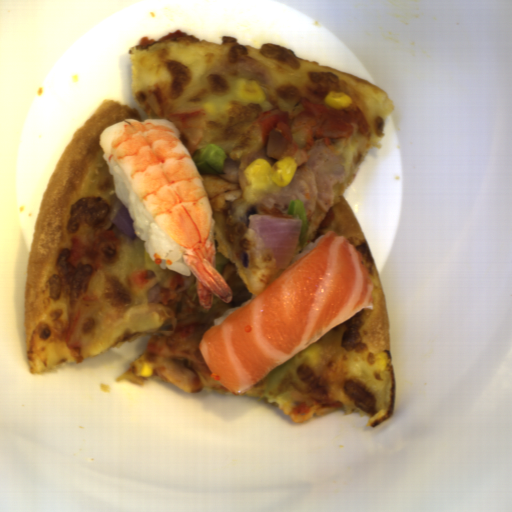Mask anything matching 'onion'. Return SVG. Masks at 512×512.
<instances>
[{"instance_id": "1", "label": "onion", "mask_w": 512, "mask_h": 512, "mask_svg": "<svg viewBox=\"0 0 512 512\" xmlns=\"http://www.w3.org/2000/svg\"><path fill=\"white\" fill-rule=\"evenodd\" d=\"M302 227L301 219L258 214L255 204L246 209V230L257 248L271 253L280 274L295 257Z\"/></svg>"}, {"instance_id": "2", "label": "onion", "mask_w": 512, "mask_h": 512, "mask_svg": "<svg viewBox=\"0 0 512 512\" xmlns=\"http://www.w3.org/2000/svg\"><path fill=\"white\" fill-rule=\"evenodd\" d=\"M133 222L134 220L124 204L112 219V225L129 240H133L137 236L133 230Z\"/></svg>"}]
</instances>
